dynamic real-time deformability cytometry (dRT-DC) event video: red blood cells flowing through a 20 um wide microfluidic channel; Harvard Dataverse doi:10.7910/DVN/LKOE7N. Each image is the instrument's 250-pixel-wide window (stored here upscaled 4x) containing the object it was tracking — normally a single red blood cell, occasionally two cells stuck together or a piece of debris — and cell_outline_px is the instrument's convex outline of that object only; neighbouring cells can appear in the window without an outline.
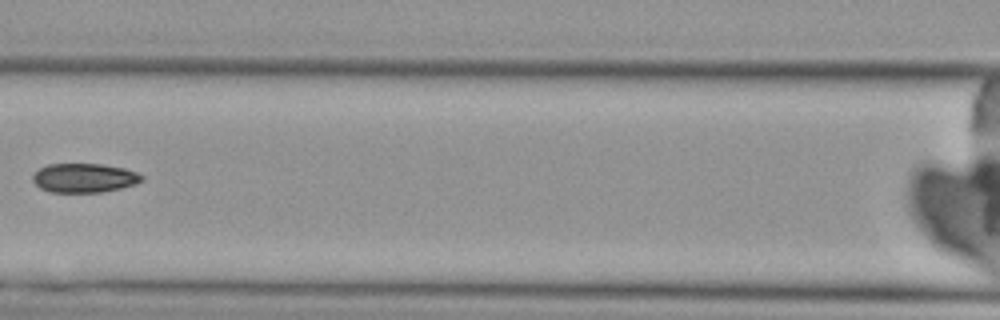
{"species": "Egyptian fruit bat (a non-hibernating species)", "species_latin": "Rousettus aegyptiacus", "temperature_condition": "cold", "stored_images_in_passage": 8, "camera_frame_rate_fps": 3000, "um_per_image_px": 0.085, "animal": {"sex": "female"}, "frame": {"image": 1, "passage_image": 7, "time_ms": 7.333, "image_size_px": [1000, 320], "cell_outline_px": [[144, 180], [136, 184], [120, 188], [100, 192], [48, 192], [40, 188], [32, 180], [32, 176], [40, 168], [48, 164], [100, 164], [124, 168], [136, 172], [144, 176]], "centroid_in_image_um": [7.16, 15.12], "position_along_channel_um": 159.4, "area_um2": 18.5}}
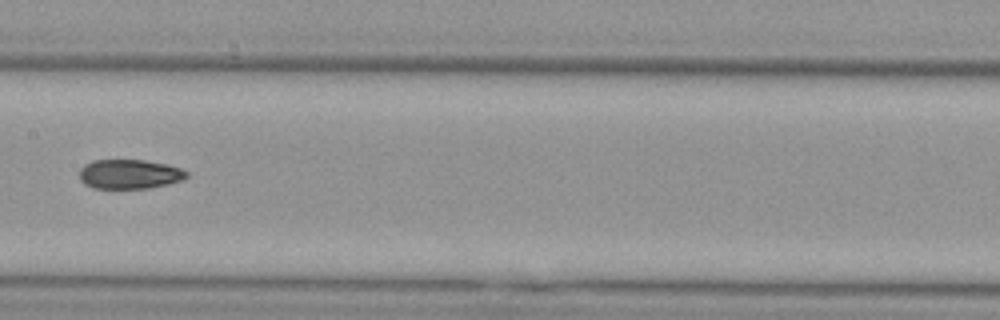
{"frame": {"image": 2, "passage_image": 8, "time_ms": 8.333, "image_size_px": [1000, 320], "cell_outline_px": [[188, 176], [180, 180], [168, 184], [148, 188], [92, 188], [84, 184], [80, 180], [80, 168], [84, 164], [92, 160], [144, 160], [168, 164], [180, 168], [188, 172]], "centroid_in_image_um": [10.98, 14.79], "position_along_channel_um": 196.4, "area_um2": 18.44}}